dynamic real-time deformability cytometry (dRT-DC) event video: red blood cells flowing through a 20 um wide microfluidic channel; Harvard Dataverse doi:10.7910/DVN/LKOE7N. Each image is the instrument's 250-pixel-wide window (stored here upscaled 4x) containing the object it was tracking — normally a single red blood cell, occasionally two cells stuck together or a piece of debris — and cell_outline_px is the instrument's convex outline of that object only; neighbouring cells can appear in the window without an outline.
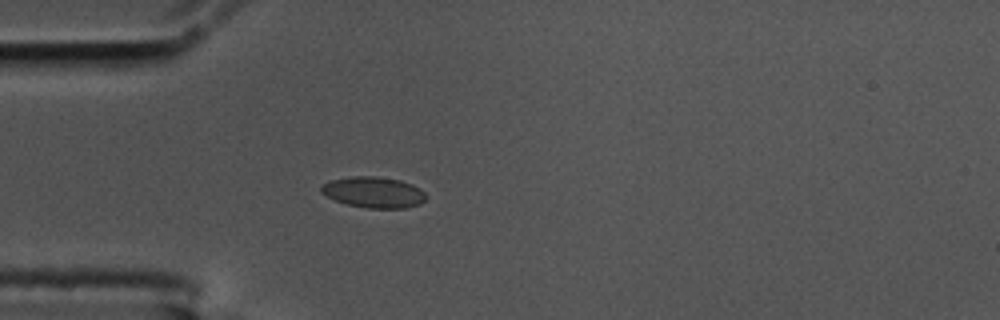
{"species": "common noctule bat (a hibernating species)", "species_latin": "Nyctalus noctula", "temperature_condition": "cold", "stored_images_in_passage": 42, "camera_frame_rate_fps": 3000, "um_per_image_px": 0.085, "animal": {"sex": "male", "body_mass_g": 17.5, "forearm_length_mm": 52.3}, "frame": {"image": 1, "passage_image": 1, "time_ms": 0.0, "image_size_px": [1000, 320], "cell_outline_px": [[428, 196], [420, 204], [404, 208], [368, 208], [344, 204], [320, 192], [320, 188], [328, 180], [356, 176], [376, 176], [400, 180], [412, 184], [424, 192]], "centroid_in_image_um": [31.76, 16.34], "position_along_channel_um": 53.2, "area_um2": 18.9}}
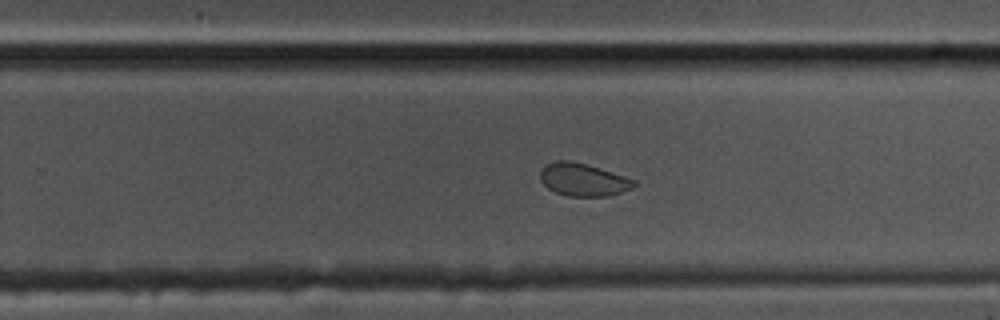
{"frame": {"image": 2, "passage_image": 21, "time_ms": 6.667, "image_size_px": [1000, 320], "cell_outline_px": [[636, 184], [632, 188], [608, 196], [568, 196], [556, 192], [548, 188], [540, 180], [540, 172], [548, 164], [556, 160], [572, 160], [600, 168], [636, 180]], "centroid_in_image_um": [49.57, 15.27], "position_along_channel_um": 280.2, "area_um2": 17.74}}
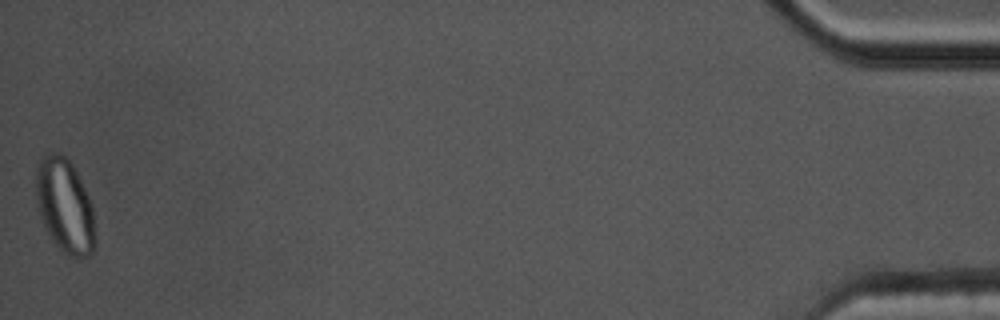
{"frame": {"image": 3, "passage_image": 42, "time_ms": 13.667, "image_size_px": [1000, 320], "cell_outline_px": [[96, 244], [92, 252], [88, 256], [76, 260], [64, 252], [52, 240], [40, 216], [36, 196], [36, 168], [40, 156], [48, 152], [60, 152], [72, 164], [88, 196], [92, 208], [96, 236]], "centroid_in_image_um": [5.51, 17.5], "position_along_channel_um": 429.7, "area_um2": 32.6}}